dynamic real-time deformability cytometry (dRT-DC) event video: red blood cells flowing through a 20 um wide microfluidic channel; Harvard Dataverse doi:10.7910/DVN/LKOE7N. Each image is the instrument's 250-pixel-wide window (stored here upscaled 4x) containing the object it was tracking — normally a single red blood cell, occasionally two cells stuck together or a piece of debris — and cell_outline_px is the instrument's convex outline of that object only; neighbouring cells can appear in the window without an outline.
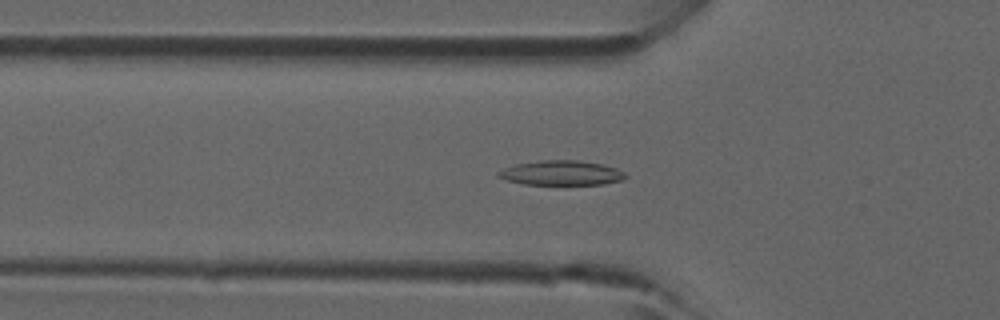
{"species": "common noctule bat (a hibernating species)", "species_latin": "Nyctalus noctula", "temperature_condition": "room temperature", "stored_images_in_passage": 40, "camera_frame_rate_fps": 3000, "um_per_image_px": 0.085, "animal": {"sex": "male", "forearm_length_mm": 52.5}, "frame": {"image": 1, "passage_image": 10, "time_ms": 3.0, "image_size_px": [1000, 320], "cell_outline_px": [[628, 176], [620, 180], [604, 184], [524, 184], [508, 180], [496, 176], [496, 172], [504, 168], [516, 164], [540, 160], [580, 160], [600, 164], [616, 168], [624, 172]], "centroid_in_image_um": [47.7, 14.69], "position_along_channel_um": 78.1, "area_um2": 18.15}}
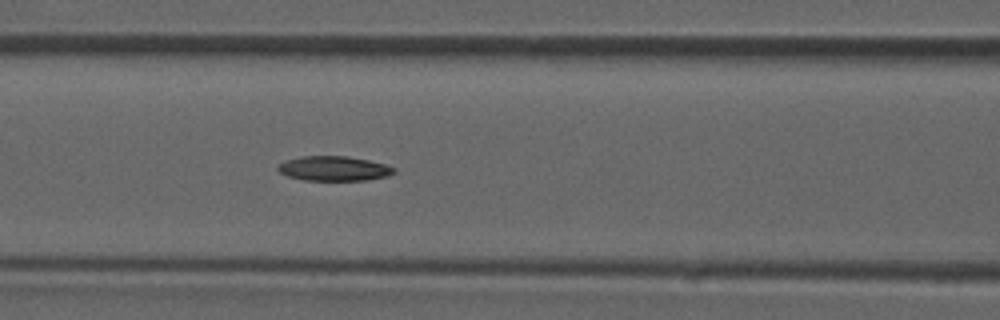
{"frame": {"image": 2, "passage_image": 14, "time_ms": 4.333, "image_size_px": [1000, 320], "cell_outline_px": [[396, 172], [388, 176], [368, 180], [304, 180], [288, 176], [280, 172], [276, 168], [276, 164], [284, 160], [300, 156], [348, 156], [368, 160], [384, 164], [396, 168]], "centroid_in_image_um": [28.36, 14.32], "position_along_channel_um": 138.2, "area_um2": 16.88}}
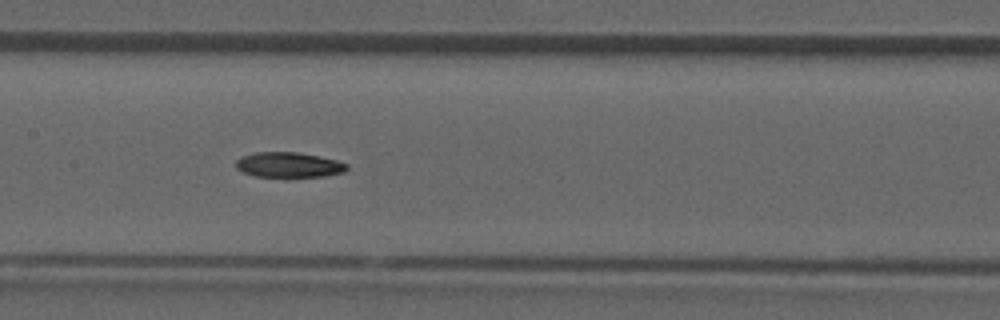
{"frame": {"image": 3, "passage_image": 17, "time_ms": 5.333, "image_size_px": [1000, 320], "cell_outline_px": [[348, 168], [344, 172], [324, 176], [256, 176], [244, 172], [236, 168], [236, 160], [240, 156], [256, 152], [296, 152], [336, 160], [348, 164]], "centroid_in_image_um": [24.52, 14.0], "position_along_channel_um": 182.9, "area_um2": 16.01}}